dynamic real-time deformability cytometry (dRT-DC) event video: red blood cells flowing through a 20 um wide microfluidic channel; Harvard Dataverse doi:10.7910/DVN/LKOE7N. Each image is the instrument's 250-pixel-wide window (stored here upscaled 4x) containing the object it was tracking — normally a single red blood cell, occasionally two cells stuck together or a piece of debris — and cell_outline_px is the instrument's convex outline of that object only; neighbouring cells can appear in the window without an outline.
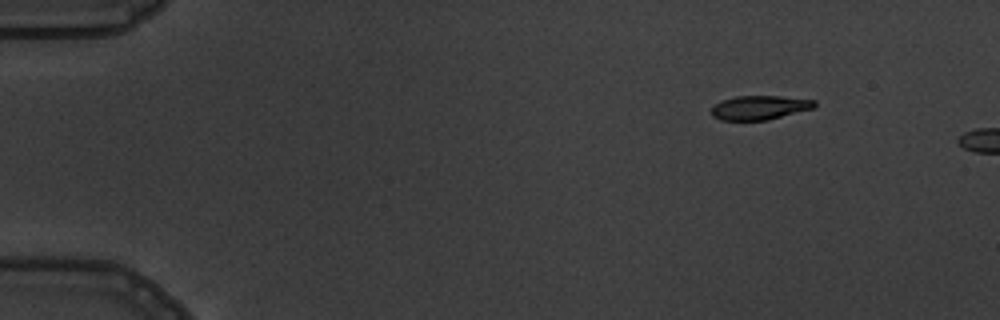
{"species": "common noctule bat (a hibernating species)", "species_latin": "Nyctalus noctula", "temperature_condition": "warm", "stored_images_in_passage": 3, "camera_frame_rate_fps": 3000, "um_per_image_px": 0.085, "animal": {"sex": "male", "body_mass_g": 19.5, "forearm_length_mm": 54.6}, "frame": {"image": 1, "passage_image": 1, "time_ms": 0.0, "image_size_px": [1000, 320], "cell_outline_px": [[816, 108], [768, 120], [720, 120], [712, 116], [712, 108], [716, 104], [724, 100], [736, 96], [780, 96], [816, 100]], "centroid_in_image_um": [64.62, 9.15], "position_along_channel_um": 20.4, "area_um2": 14.51}}